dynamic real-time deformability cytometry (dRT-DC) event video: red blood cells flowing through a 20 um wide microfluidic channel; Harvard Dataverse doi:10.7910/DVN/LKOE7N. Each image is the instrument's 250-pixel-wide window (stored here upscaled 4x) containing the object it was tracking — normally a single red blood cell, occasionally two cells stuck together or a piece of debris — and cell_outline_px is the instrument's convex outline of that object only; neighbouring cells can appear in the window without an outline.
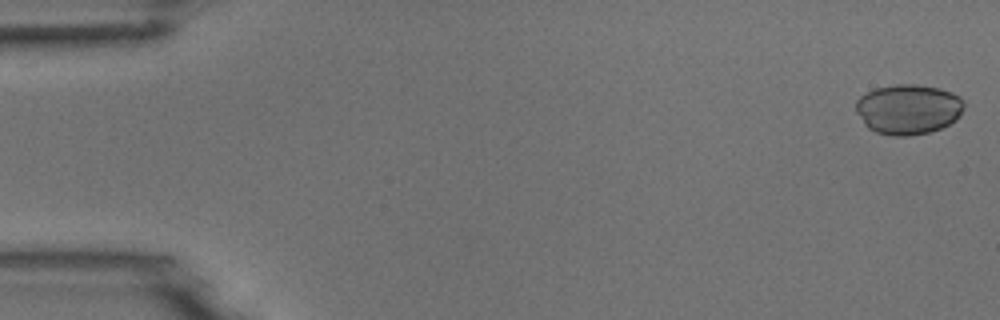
{"species": "common noctule bat (a hibernating species)", "species_latin": "Nyctalus noctula", "temperature_condition": "room temperature", "stored_images_in_passage": 28, "camera_frame_rate_fps": 3000, "um_per_image_px": 0.085, "animal": {"sex": "male", "body_mass_g": 18.8}, "frame": {"image": 1, "passage_image": 1, "time_ms": 0.0, "image_size_px": [1000, 320], "cell_outline_px": [[964, 108], [960, 116], [956, 120], [940, 128], [928, 132], [908, 136], [892, 136], [876, 132], [868, 128], [864, 124], [856, 112], [856, 100], [860, 96], [876, 88], [896, 84], [916, 84], [936, 88], [952, 92], [960, 96], [964, 104]], "centroid_in_image_um": [77.2, 9.29], "position_along_channel_um": 7.8, "area_um2": 31.62}}
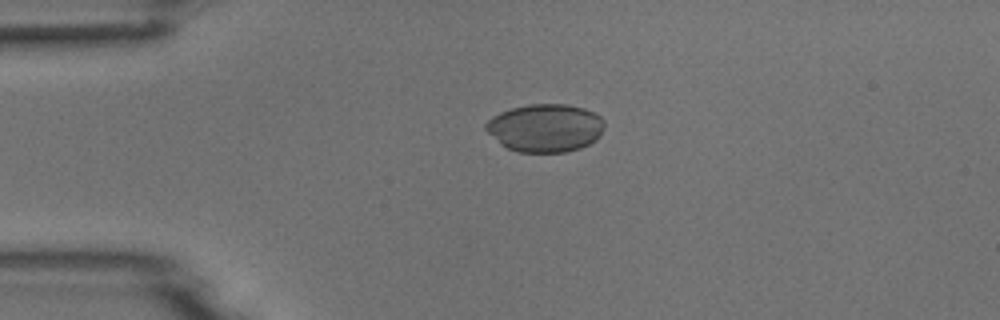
{"frame": {"image": 2, "passage_image": 12, "time_ms": 3.667, "image_size_px": [1000, 320], "cell_outline_px": [[604, 128], [600, 136], [596, 140], [580, 148], [564, 152], [516, 152], [500, 144], [484, 128], [484, 124], [492, 116], [500, 112], [512, 108], [528, 104], [568, 104], [584, 108], [600, 116], [604, 120]], "centroid_in_image_um": [46.34, 10.87], "position_along_channel_um": 38.7, "area_um2": 33.35}}